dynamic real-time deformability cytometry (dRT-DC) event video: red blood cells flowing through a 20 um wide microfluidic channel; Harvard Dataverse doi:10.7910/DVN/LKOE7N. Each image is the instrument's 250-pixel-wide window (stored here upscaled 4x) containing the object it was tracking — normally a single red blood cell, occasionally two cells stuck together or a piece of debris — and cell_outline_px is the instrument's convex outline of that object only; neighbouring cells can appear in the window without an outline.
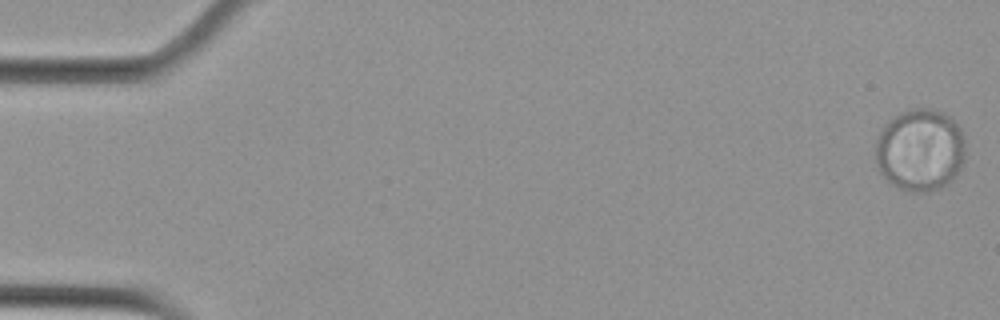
{"species": "Egyptian fruit bat (a non-hibernating species)", "species_latin": "Rousettus aegyptiacus", "temperature_condition": "cold", "stored_images_in_passage": 32, "camera_frame_rate_fps": 3000, "um_per_image_px": 0.085, "animal": {"sex": "female"}, "frame": {"image": 1, "passage_image": 1, "time_ms": 0.0, "image_size_px": [1000, 320], "cell_outline_px": [[964, 160], [956, 176], [944, 188], [928, 192], [912, 192], [896, 188], [888, 184], [880, 172], [876, 164], [876, 140], [880, 128], [888, 120], [900, 112], [912, 108], [932, 108], [944, 112], [952, 116], [960, 128], [964, 136]], "centroid_in_image_um": [78.2, 12.75], "position_along_channel_um": 6.8, "area_um2": 44.27}}
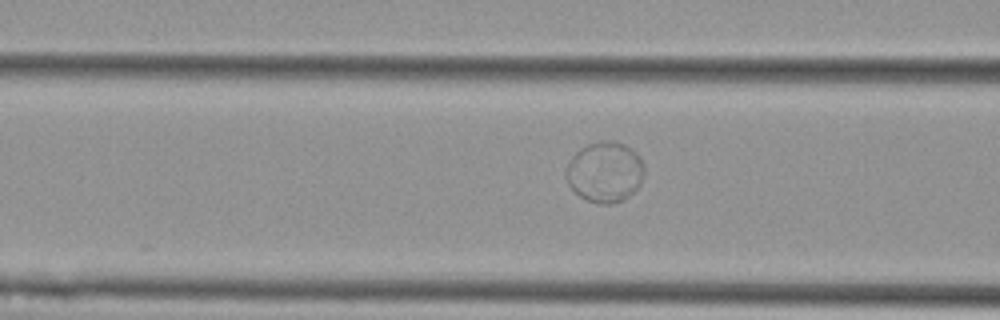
{"frame": {"image": 2, "passage_image": 22, "time_ms": 7.0, "image_size_px": [1000, 320], "cell_outline_px": [[644, 176], [640, 184], [624, 200], [612, 204], [600, 204], [588, 200], [580, 196], [568, 184], [564, 176], [564, 168], [568, 160], [580, 148], [588, 144], [600, 140], [612, 140], [624, 144], [632, 148], [640, 156], [644, 164]], "centroid_in_image_um": [51.4, 14.6], "position_along_channel_um": 115.2, "area_um2": 28.09}}
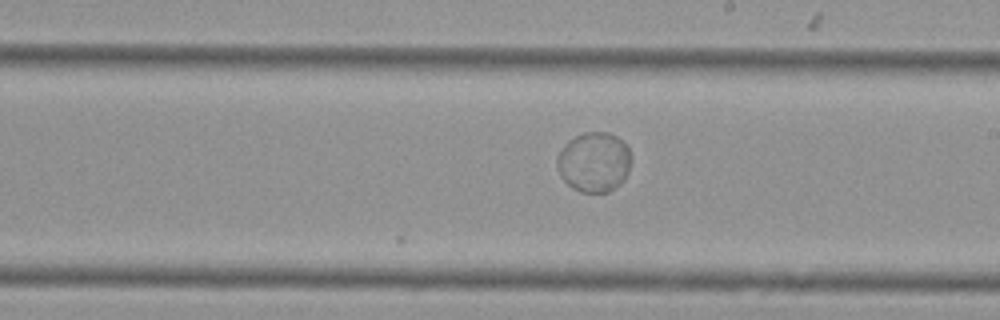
{"frame": {"image": 3, "passage_image": 32, "time_ms": 10.333, "image_size_px": [1000, 320], "cell_outline_px": [[632, 160], [628, 172], [624, 180], [620, 184], [608, 192], [580, 192], [572, 188], [560, 176], [556, 168], [556, 156], [564, 144], [568, 140], [584, 132], [608, 132], [616, 136], [628, 148], [632, 156]], "centroid_in_image_um": [50.48, 13.78], "position_along_channel_um": 238.5, "area_um2": 26.18}}